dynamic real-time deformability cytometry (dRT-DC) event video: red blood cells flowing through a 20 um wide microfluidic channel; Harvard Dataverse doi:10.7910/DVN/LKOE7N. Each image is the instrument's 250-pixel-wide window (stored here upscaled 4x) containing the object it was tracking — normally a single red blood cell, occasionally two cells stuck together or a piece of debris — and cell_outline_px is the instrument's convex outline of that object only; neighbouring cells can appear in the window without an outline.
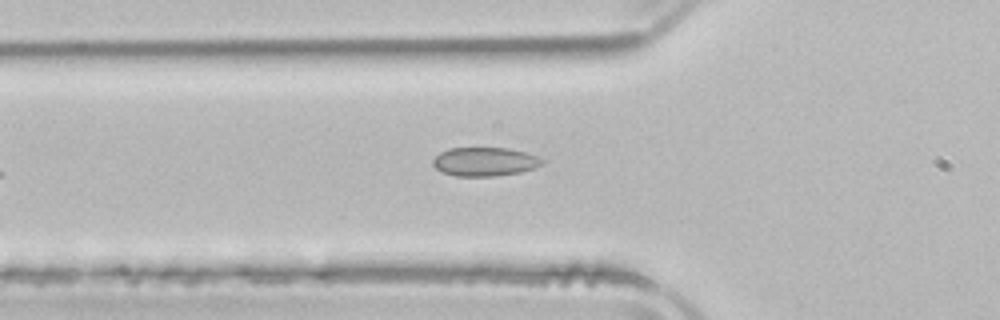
{"species": "common noctule bat (a hibernating species)", "species_latin": "Nyctalus noctula", "temperature_condition": "room temperature", "stored_images_in_passage": 5, "camera_frame_rate_fps": 3000, "um_per_image_px": 0.085, "animal": {"sex": "male", "body_mass_g": 21.5, "forearm_length_mm": 52.0}, "frame": {"image": 1, "passage_image": 5, "time_ms": 6.333, "image_size_px": [1000, 320], "cell_outline_px": [[544, 160], [540, 164], [532, 168], [520, 172], [492, 176], [456, 176], [440, 172], [432, 164], [432, 160], [440, 152], [448, 148], [508, 148], [524, 152], [536, 156]], "centroid_in_image_um": [41.13, 13.74], "position_along_channel_um": 84.7, "area_um2": 18.15}}